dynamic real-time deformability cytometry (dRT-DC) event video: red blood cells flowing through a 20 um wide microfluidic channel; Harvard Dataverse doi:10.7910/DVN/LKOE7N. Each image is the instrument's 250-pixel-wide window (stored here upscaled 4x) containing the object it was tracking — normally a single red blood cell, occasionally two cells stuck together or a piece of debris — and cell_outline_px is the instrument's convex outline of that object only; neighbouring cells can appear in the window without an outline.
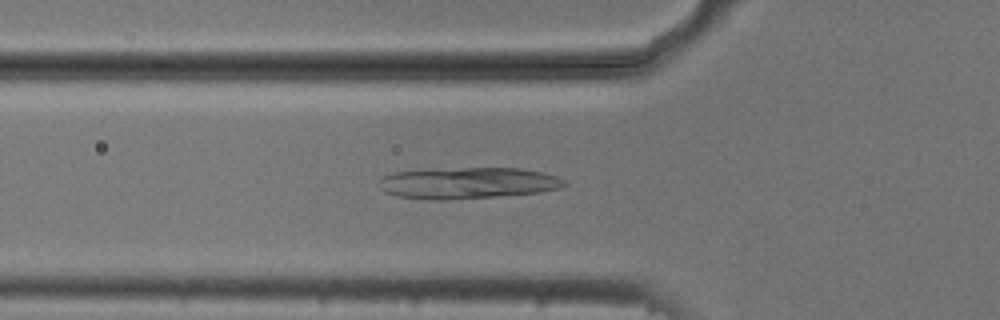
{"species": "common noctule bat (a hibernating species)", "species_latin": "Nyctalus noctula", "temperature_condition": "cold", "stored_images_in_passage": 53, "camera_frame_rate_fps": 3000, "um_per_image_px": 0.085, "animal": {"sex": "male", "body_mass_g": 20.5, "forearm_length_mm": 52.5}, "frame": {"image": 1, "passage_image": 18, "time_ms": 5.667, "image_size_px": [1000, 320], "cell_outline_px": [[568, 184], [560, 188], [540, 192], [496, 196], [440, 200], [432, 200], [396, 196], [384, 192], [376, 184], [384, 176], [392, 172], [464, 168], [520, 168], [544, 172], [556, 176], [564, 180]], "centroid_in_image_um": [39.75, 15.56], "position_along_channel_um": 86.0, "area_um2": 33.76}}
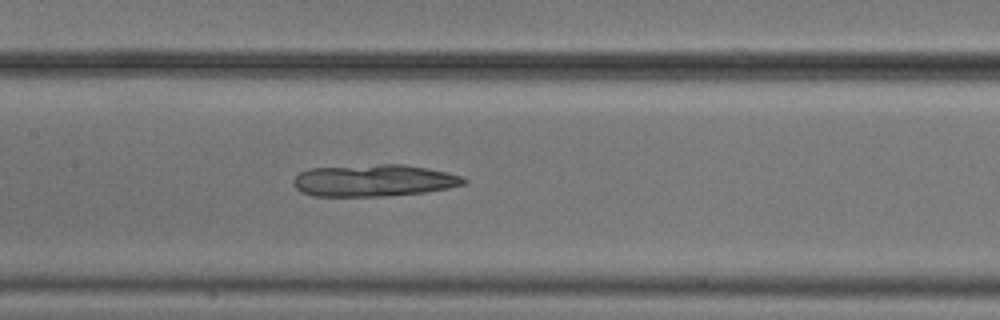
{"frame": {"image": 2, "passage_image": 25, "time_ms": 8.0, "image_size_px": [1000, 320], "cell_outline_px": [[468, 180], [464, 184], [448, 188], [424, 192], [384, 196], [312, 196], [300, 192], [292, 184], [292, 180], [300, 172], [308, 168], [380, 164], [404, 164], [428, 168], [448, 172], [464, 176]], "centroid_in_image_um": [31.76, 15.33], "position_along_channel_um": 175.6, "area_um2": 32.02}}
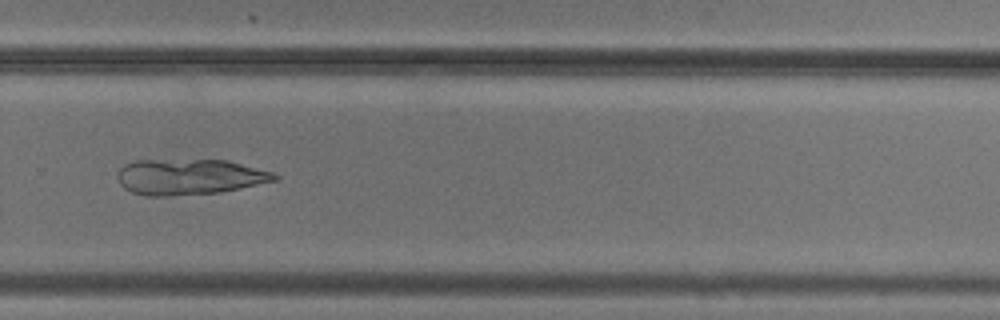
{"frame": {"image": 3, "passage_image": 36, "time_ms": 11.667, "image_size_px": [1000, 320], "cell_outline_px": [[280, 176], [276, 180], [220, 192], [164, 196], [148, 196], [132, 192], [124, 188], [120, 184], [116, 176], [116, 172], [124, 164], [136, 160], [228, 160], [272, 172]], "centroid_in_image_um": [16.05, 15.02], "position_along_channel_um": 313.8, "area_um2": 32.6}}